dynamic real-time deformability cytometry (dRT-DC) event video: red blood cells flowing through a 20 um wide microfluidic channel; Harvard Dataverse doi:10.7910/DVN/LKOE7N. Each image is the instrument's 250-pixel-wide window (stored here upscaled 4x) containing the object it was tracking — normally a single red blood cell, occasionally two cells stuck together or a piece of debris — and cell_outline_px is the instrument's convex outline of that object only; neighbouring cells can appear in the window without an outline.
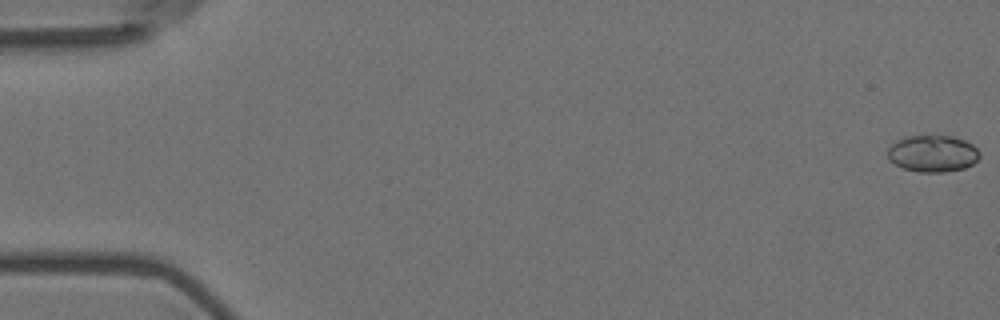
{"species": "Egyptian fruit bat (a non-hibernating species)", "species_latin": "Rousettus aegyptiacus", "temperature_condition": "room temperature", "stored_images_in_passage": 58, "camera_frame_rate_fps": 3000, "um_per_image_px": 0.085, "animal": {"sex": "female"}, "frame": {"image": 1, "passage_image": 1, "time_ms": 0.0, "image_size_px": [1000, 320], "cell_outline_px": [[980, 156], [972, 164], [964, 168], [944, 172], [920, 172], [904, 168], [888, 160], [888, 148], [892, 144], [908, 136], [952, 136], [964, 140], [972, 144], [980, 152]], "centroid_in_image_um": [79.29, 13.06], "position_along_channel_um": 5.7, "area_um2": 19.48}}
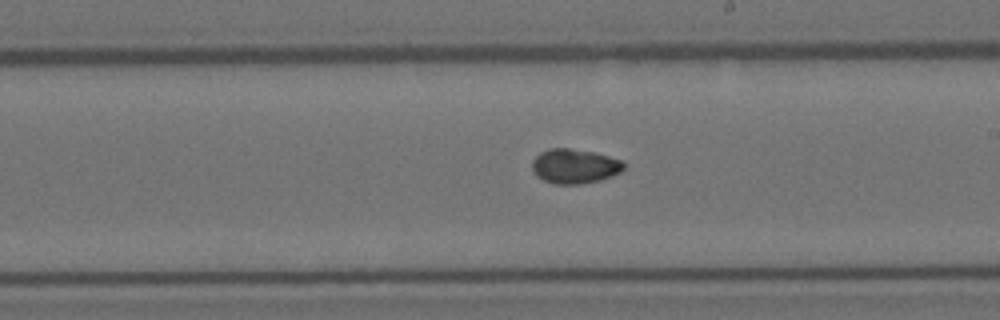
{"frame": {"image": 2, "passage_image": 33, "time_ms": 10.667, "image_size_px": [1000, 320], "cell_outline_px": [[624, 168], [620, 172], [612, 176], [600, 180], [580, 184], [552, 184], [536, 176], [532, 168], [532, 160], [540, 152], [548, 148], [568, 148], [592, 152], [608, 156], [620, 160], [624, 164]], "centroid_in_image_um": [48.8, 14.13], "position_along_channel_um": 240.2, "area_um2": 18.44}}
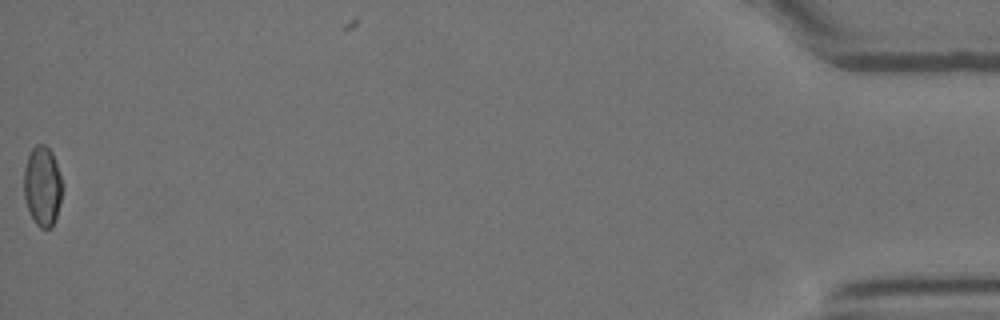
{"frame": {"image": 3, "passage_image": 57, "time_ms": 18.667, "image_size_px": [1000, 320], "cell_outline_px": [[60, 204], [56, 220], [52, 228], [40, 228], [36, 224], [28, 208], [24, 196], [24, 168], [28, 156], [32, 148], [36, 144], [44, 144], [52, 152], [60, 176]], "centroid_in_image_um": [3.59, 15.83], "position_along_channel_um": 431.6, "area_um2": 17.57}, "authors_computed_cell_mechanics": {"area_um2": 18.4093, "velocity_mm_per_s": 3.6274, "shape_relaxation_time_tau1_ms": 4.7143, "shape_relaxation_time_tau2_ms": null, "deformation_change_tau1": 0.1196, "deformation_change_tau2": null}}